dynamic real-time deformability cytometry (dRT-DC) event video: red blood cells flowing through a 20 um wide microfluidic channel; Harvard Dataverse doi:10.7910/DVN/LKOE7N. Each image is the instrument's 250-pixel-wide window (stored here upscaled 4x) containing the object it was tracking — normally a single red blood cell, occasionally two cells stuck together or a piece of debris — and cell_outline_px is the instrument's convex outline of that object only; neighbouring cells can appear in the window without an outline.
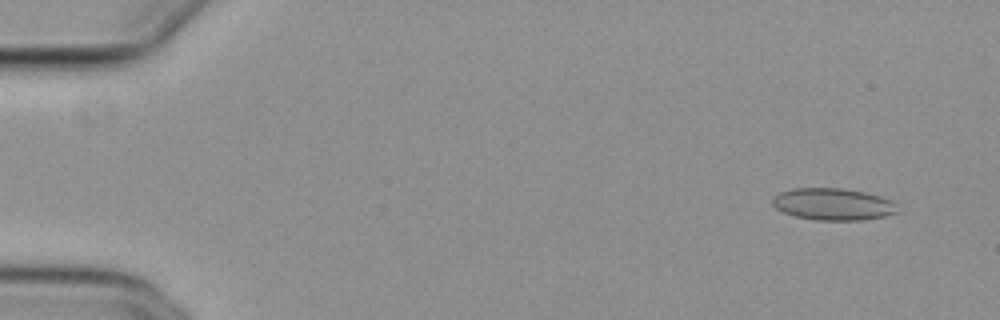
{"species": "common noctule bat (a hibernating species)", "species_latin": "Nyctalus noctula", "temperature_condition": "cold", "stored_images_in_passage": 49, "camera_frame_rate_fps": 3000, "um_per_image_px": 0.085, "animal": {"sex": "female", "body_mass_g": 29.2, "forearm_length_mm": 56.3}, "frame": {"image": 1, "passage_image": 1, "time_ms": 0.0, "image_size_px": [1000, 320], "cell_outline_px": [[900, 212], [884, 216], [860, 220], [816, 220], [796, 216], [784, 212], [776, 208], [772, 204], [772, 196], [780, 192], [792, 188], [844, 188], [864, 192], [880, 196], [888, 200]], "centroid_in_image_um": [70.75, 17.35], "position_along_channel_um": 14.2, "area_um2": 23.12}}
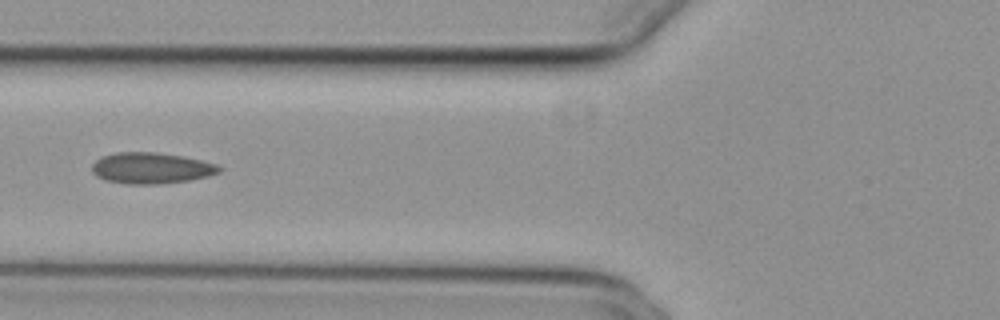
{"frame": {"image": 2, "passage_image": 19, "time_ms": 6.0, "image_size_px": [1000, 320], "cell_outline_px": [[224, 168], [220, 172], [208, 176], [188, 180], [156, 184], [128, 184], [108, 180], [96, 176], [92, 172], [92, 164], [100, 156], [116, 152], [156, 152], [184, 156], [216, 164]], "centroid_in_image_um": [12.85, 14.27], "position_along_channel_um": 113.0, "area_um2": 23.06}}
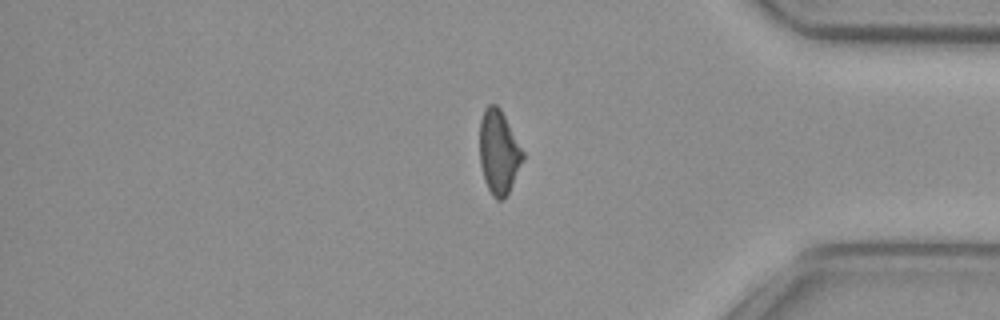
{"frame": {"image": 3, "passage_image": 43, "time_ms": 14.0, "image_size_px": [1000, 320], "cell_outline_px": [[524, 160], [504, 200], [496, 200], [492, 196], [484, 180], [480, 164], [480, 120], [484, 108], [488, 104], [496, 104], [500, 108], [524, 152]], "centroid_in_image_um": [42.39, 12.93], "position_along_channel_um": 392.8, "area_um2": 21.15}}